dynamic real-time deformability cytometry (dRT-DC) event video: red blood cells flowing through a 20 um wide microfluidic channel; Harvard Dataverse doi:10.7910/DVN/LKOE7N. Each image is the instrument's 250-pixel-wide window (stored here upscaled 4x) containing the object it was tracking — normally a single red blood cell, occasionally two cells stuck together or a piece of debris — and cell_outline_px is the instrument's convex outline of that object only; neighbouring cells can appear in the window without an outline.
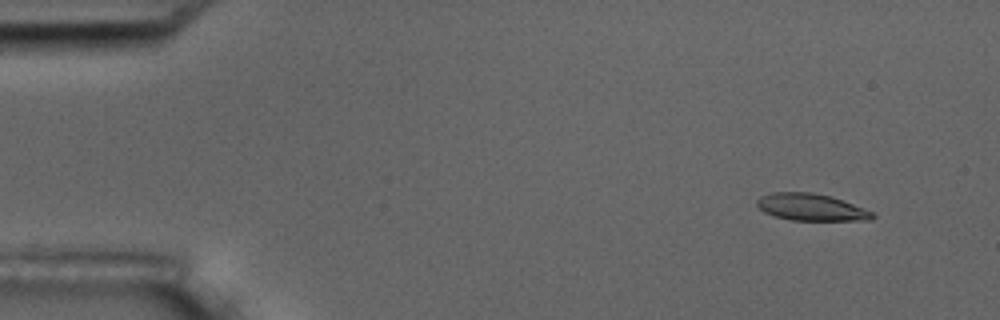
{"species": "common noctule bat (a hibernating species)", "species_latin": "Nyctalus noctula", "temperature_condition": "room temperature", "stored_images_in_passage": 5, "camera_frame_rate_fps": 3000, "um_per_image_px": 0.085, "animal": {"sex": "male", "body_mass_g": 17.5, "forearm_length_mm": 52.3}, "frame": {"image": 1, "passage_image": 2, "time_ms": 1.0, "image_size_px": [1000, 320], "cell_outline_px": [[876, 216], [872, 220], [792, 220], [772, 216], [764, 212], [756, 204], [756, 200], [760, 196], [772, 192], [812, 192], [828, 196], [876, 212]], "centroid_in_image_um": [68.93, 17.62], "position_along_channel_um": 16.1, "area_um2": 18.15}}
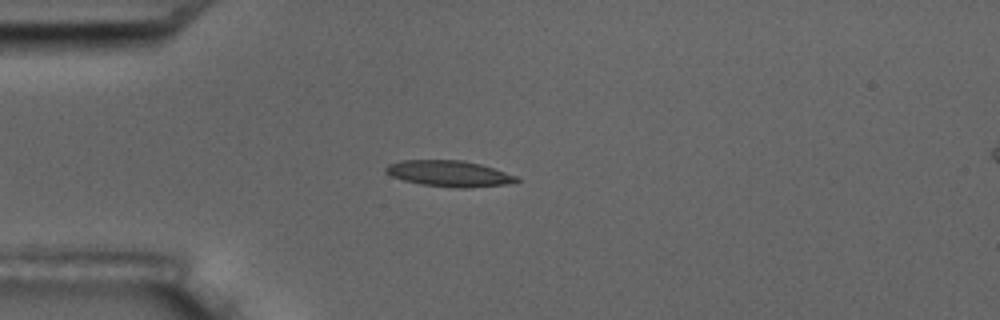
{"frame": {"image": 2, "passage_image": 4, "time_ms": 4.333, "image_size_px": [1000, 320], "cell_outline_px": [[520, 180], [508, 184], [468, 188], [456, 188], [424, 184], [404, 180], [392, 176], [384, 172], [384, 168], [388, 164], [400, 160], [464, 160], [480, 164], [516, 176]], "centroid_in_image_um": [38.15, 14.75], "position_along_channel_um": 46.9, "area_um2": 19.71}}